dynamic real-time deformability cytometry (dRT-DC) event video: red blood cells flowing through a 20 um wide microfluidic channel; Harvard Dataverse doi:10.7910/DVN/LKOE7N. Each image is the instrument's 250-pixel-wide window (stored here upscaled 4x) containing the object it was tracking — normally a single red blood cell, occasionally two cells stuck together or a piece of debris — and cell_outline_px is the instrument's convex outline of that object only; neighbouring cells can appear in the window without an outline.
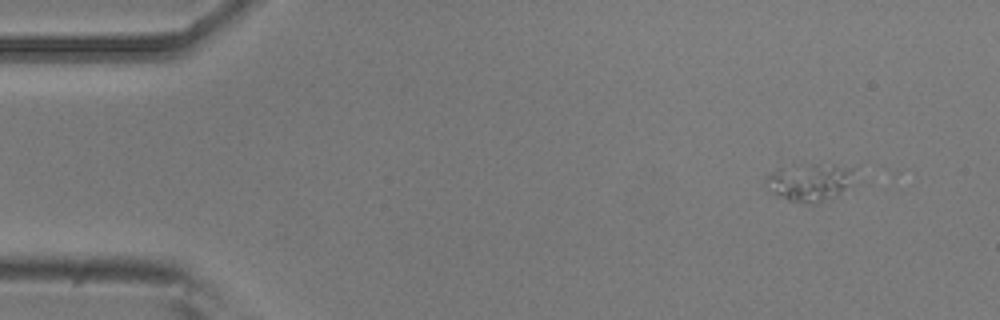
{"species": "common noctule bat (a hibernating species)", "species_latin": "Nyctalus noctula", "temperature_condition": "room temperature", "stored_images_in_passage": 4, "camera_frame_rate_fps": 3000, "um_per_image_px": 0.085, "animal": {"sex": "male", "body_mass_g": 20.5, "forearm_length_mm": 52.5}, "frame": {"image": 1, "passage_image": 1, "time_ms": 0.0, "image_size_px": [1000, 320], "cell_outline_px": [[856, 168], [848, 184], [840, 192], [820, 204], [804, 204], [788, 200], [776, 196], [768, 188], [768, 176], [776, 168], [812, 164], [832, 164]], "centroid_in_image_um": [68.81, 15.49], "position_along_channel_um": 16.2, "area_um2": 19.25}}